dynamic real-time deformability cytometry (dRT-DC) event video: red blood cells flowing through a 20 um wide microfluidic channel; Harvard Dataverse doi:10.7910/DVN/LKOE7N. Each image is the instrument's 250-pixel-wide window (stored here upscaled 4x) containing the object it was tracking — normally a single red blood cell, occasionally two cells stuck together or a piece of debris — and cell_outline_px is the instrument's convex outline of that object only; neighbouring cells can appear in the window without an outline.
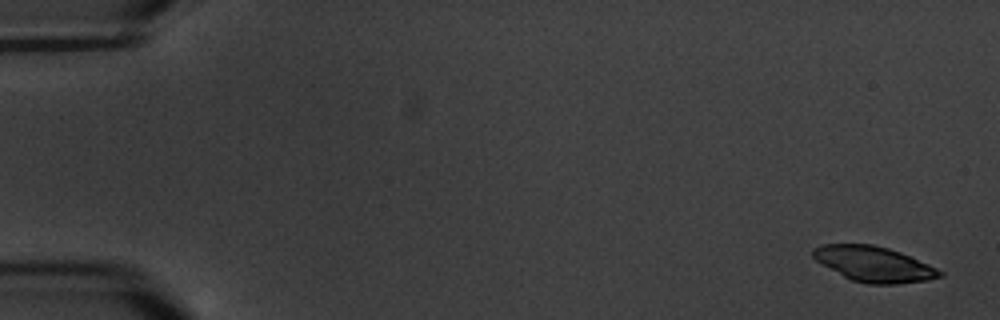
{"species": "common noctule bat (a hibernating species)", "species_latin": "Nyctalus noctula", "temperature_condition": "warm", "stored_images_in_passage": 11, "camera_frame_rate_fps": 3000, "um_per_image_px": 0.085, "animal": {"sex": "male", "body_mass_g": 20.1, "forearm_length_mm": 53.5}, "frame": {"image": 1, "passage_image": 1, "time_ms": 0.0, "image_size_px": [1000, 320], "cell_outline_px": [[944, 276], [928, 280], [896, 284], [868, 284], [852, 280], [844, 276], [816, 260], [812, 256], [812, 248], [820, 244], [872, 244], [888, 248], [900, 252], [928, 264], [944, 272]], "centroid_in_image_um": [74.29, 22.44], "position_along_channel_um": 10.7, "area_um2": 25.95}}
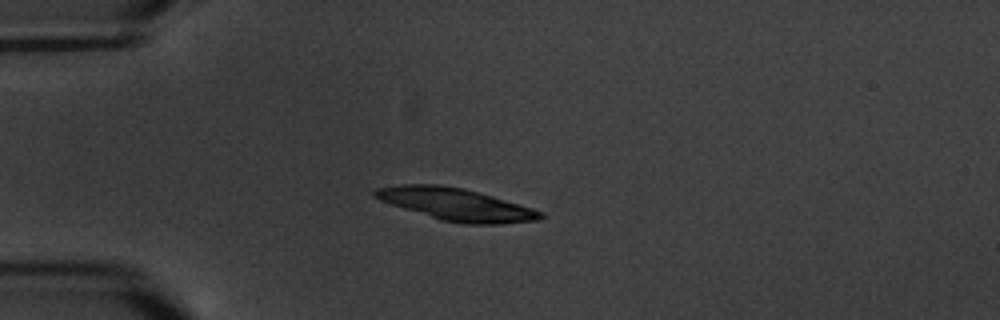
{"frame": {"image": 2, "passage_image": 5, "time_ms": 4.667, "image_size_px": [1000, 320], "cell_outline_px": [[544, 216], [540, 220], [500, 224], [464, 224], [440, 220], [380, 200], [372, 196], [372, 192], [376, 188], [400, 184], [436, 184], [460, 188], [492, 196], [532, 208], [544, 212]], "centroid_in_image_um": [38.76, 17.38], "position_along_channel_um": 46.2, "area_um2": 30.87}}